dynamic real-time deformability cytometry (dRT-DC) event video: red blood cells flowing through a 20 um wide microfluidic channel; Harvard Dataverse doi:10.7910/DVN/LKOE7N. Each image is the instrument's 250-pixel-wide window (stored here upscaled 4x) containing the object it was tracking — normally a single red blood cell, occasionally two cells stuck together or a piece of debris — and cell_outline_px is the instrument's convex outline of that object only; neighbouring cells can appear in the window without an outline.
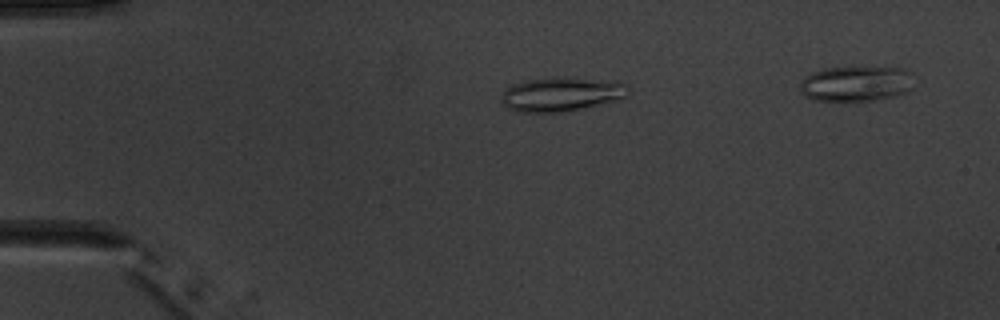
{"species": "common noctule bat (a hibernating species)", "species_latin": "Nyctalus noctula", "temperature_condition": "warm", "stored_images_in_passage": 8, "camera_frame_rate_fps": 3000, "um_per_image_px": 0.085, "animal": {"sex": "male", "body_mass_g": 20.1, "forearm_length_mm": 53.5}, "frame": {"image": 1, "passage_image": 4, "time_ms": 3.667, "image_size_px": [1000, 320], "cell_outline_px": [[628, 96], [620, 100], [580, 108], [556, 112], [516, 112], [508, 108], [500, 100], [504, 92], [512, 84], [524, 80], [584, 80], [628, 84]], "centroid_in_image_um": [47.67, 8.07], "position_along_channel_um": 37.3, "area_um2": 23.81}}
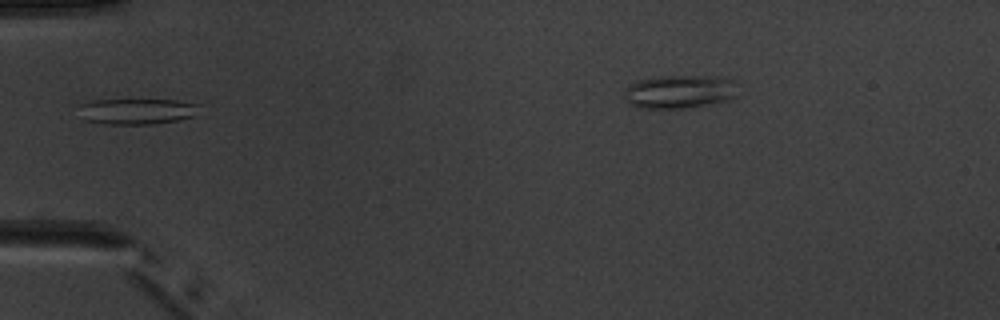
{"frame": {"image": 2, "passage_image": 5, "time_ms": 5.667, "image_size_px": [1000, 320], "cell_outline_px": [[196, 104], [192, 116], [176, 120], [156, 124], [108, 124], [84, 120], [80, 104], [92, 100], [176, 100]], "centroid_in_image_um": [11.56, 9.46], "position_along_channel_um": 73.4, "area_um2": 17.57}}